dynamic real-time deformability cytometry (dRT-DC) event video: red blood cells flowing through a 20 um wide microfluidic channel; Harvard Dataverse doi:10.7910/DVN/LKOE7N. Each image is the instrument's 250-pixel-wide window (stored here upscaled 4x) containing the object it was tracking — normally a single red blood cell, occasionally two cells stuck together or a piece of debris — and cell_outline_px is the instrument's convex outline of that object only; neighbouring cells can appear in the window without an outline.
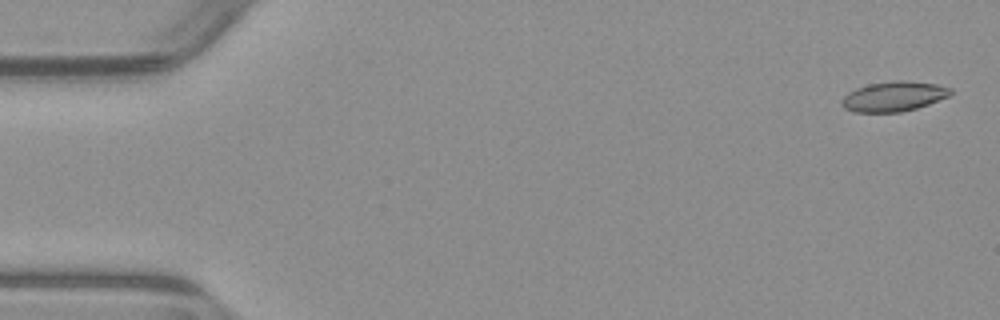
{"species": "common noctule bat (a hibernating species)", "species_latin": "Nyctalus noctula", "temperature_condition": "warm", "stored_images_in_passage": 53, "camera_frame_rate_fps": 3000, "um_per_image_px": 0.085, "animal": {"sex": "male", "body_mass_g": 23.1, "forearm_length_mm": 52.7}, "frame": {"image": 1, "passage_image": 2, "time_ms": 0.333, "image_size_px": [1000, 320], "cell_outline_px": [[952, 92], [948, 96], [928, 104], [916, 108], [900, 112], [856, 112], [844, 108], [840, 104], [840, 100], [848, 92], [856, 88], [868, 84], [896, 80], [904, 80], [936, 84], [952, 88]], "centroid_in_image_um": [75.93, 8.19], "position_along_channel_um": 9.1, "area_um2": 18.96}}
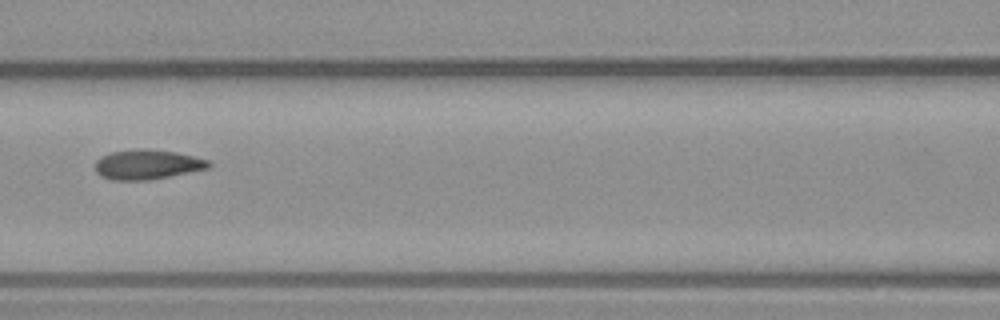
{"frame": {"image": 2, "passage_image": 24, "time_ms": 7.667, "image_size_px": [1000, 320], "cell_outline_px": [[212, 164], [208, 168], [148, 180], [112, 180], [100, 176], [96, 172], [96, 160], [112, 152], [140, 148], [176, 152], [208, 160]], "centroid_in_image_um": [12.5, 13.98], "position_along_channel_um": 154.1, "area_um2": 19.36}}
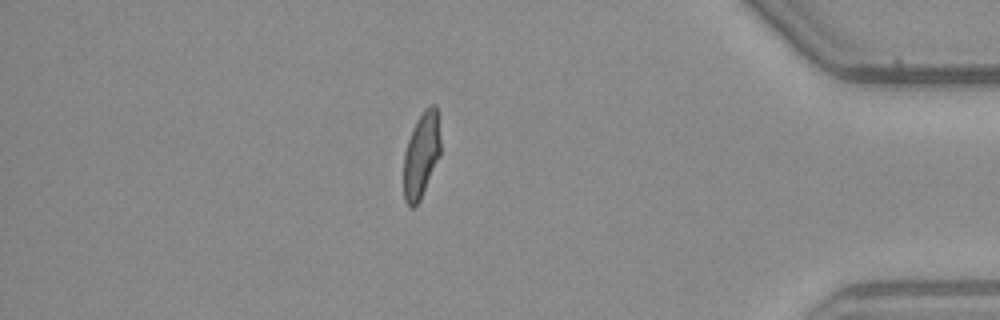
{"frame": {"image": 3, "passage_image": 46, "time_ms": 15.0, "image_size_px": [1000, 320], "cell_outline_px": [[440, 156], [420, 200], [412, 208], [408, 208], [404, 200], [404, 152], [412, 128], [416, 120], [424, 108], [432, 104], [436, 104], [440, 140]], "centroid_in_image_um": [35.8, 13.17], "position_along_channel_um": 399.4, "area_um2": 18.5}, "authors_computed_cell_mechanics": {"area_um2": 19.3052, "velocity_mm_per_s": 3.901, "shape_relaxation_time_tau1_ms": 11.3607, "shape_relaxation_time_tau2_ms": 1.3099, "deformation_change_tau1": 0.2528, "deformation_change_tau2": 0.0727}}